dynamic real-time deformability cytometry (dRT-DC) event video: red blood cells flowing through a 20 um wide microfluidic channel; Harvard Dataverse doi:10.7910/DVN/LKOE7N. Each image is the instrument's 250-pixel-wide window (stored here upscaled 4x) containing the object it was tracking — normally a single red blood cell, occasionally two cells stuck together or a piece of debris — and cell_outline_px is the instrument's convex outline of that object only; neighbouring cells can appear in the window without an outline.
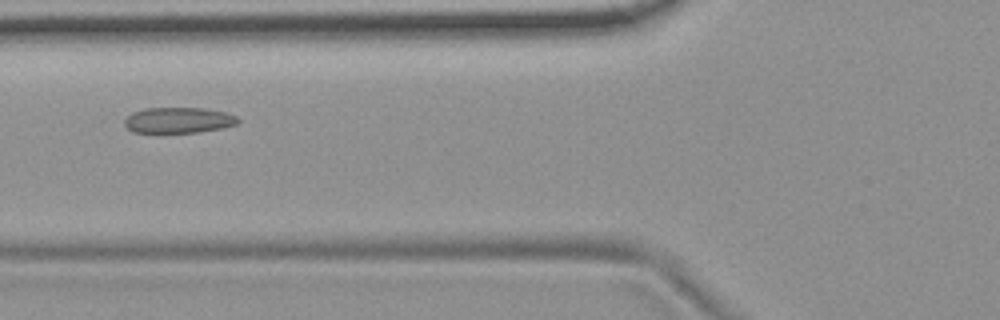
{"species": "common noctule bat (a hibernating species)", "species_latin": "Nyctalus noctula", "temperature_condition": "room temperature", "stored_images_in_passage": 9, "camera_frame_rate_fps": 3000, "um_per_image_px": 0.085, "animal": {"sex": "female", "body_mass_g": 19.9}, "frame": {"image": 1, "passage_image": 4, "time_ms": 1.0, "image_size_px": [1000, 320], "cell_outline_px": [[240, 120], [236, 124], [224, 128], [196, 132], [132, 132], [124, 124], [124, 120], [132, 112], [144, 108], [204, 108], [224, 112], [236, 116]], "centroid_in_image_um": [15.17, 10.21], "position_along_channel_um": 110.6, "area_um2": 16.94}}
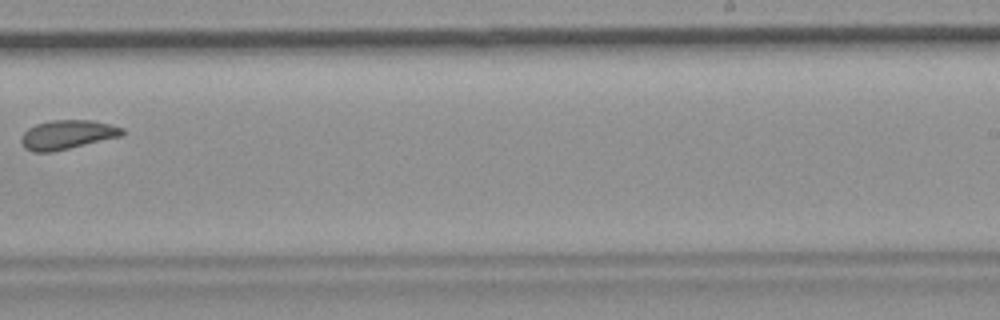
{"frame": {"image": 2, "passage_image": 8, "time_ms": 2.333, "image_size_px": [1000, 320], "cell_outline_px": [[124, 132], [120, 136], [52, 152], [32, 152], [24, 148], [20, 144], [20, 136], [28, 128], [36, 124], [52, 120], [92, 120], [112, 124], [124, 128]], "centroid_in_image_um": [5.67, 11.44], "position_along_channel_um": 283.3, "area_um2": 17.22}}
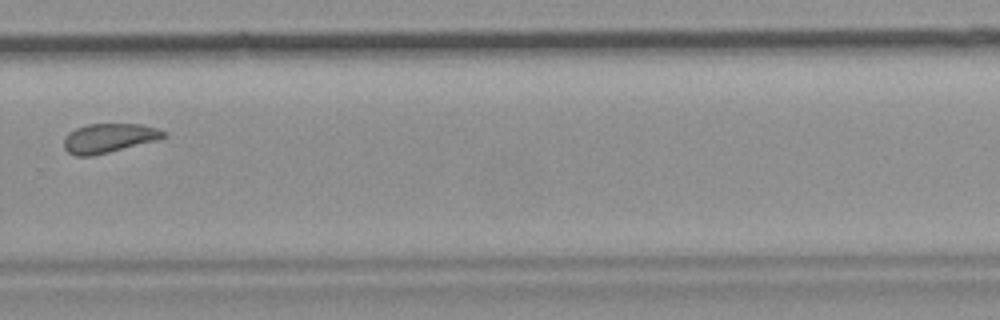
{"frame": {"image": 3, "passage_image": 9, "time_ms": 2.667, "image_size_px": [1000, 320], "cell_outline_px": [[168, 136], [156, 140], [92, 156], [76, 156], [68, 152], [64, 148], [64, 140], [68, 132], [76, 128], [88, 124], [144, 124], [168, 132]], "centroid_in_image_um": [9.26, 11.73], "position_along_channel_um": 320.5, "area_um2": 16.94}}